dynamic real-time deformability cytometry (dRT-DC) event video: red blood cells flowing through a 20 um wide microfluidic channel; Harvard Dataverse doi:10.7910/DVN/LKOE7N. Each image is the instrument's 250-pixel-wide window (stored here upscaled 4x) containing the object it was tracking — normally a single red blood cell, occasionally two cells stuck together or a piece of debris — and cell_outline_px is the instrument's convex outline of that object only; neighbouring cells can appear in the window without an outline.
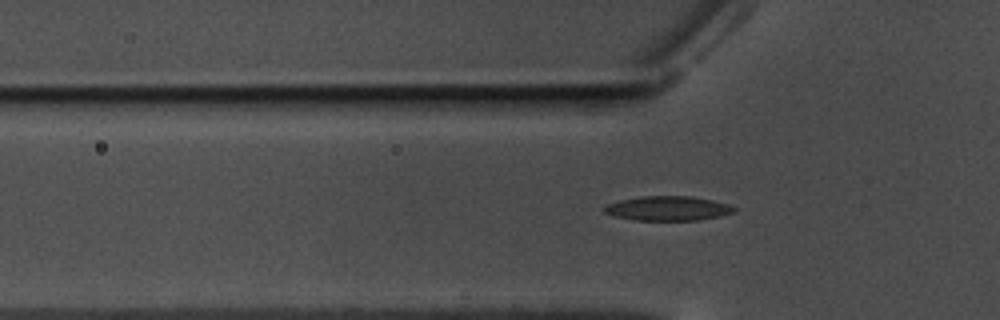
{"species": "common noctule bat (a hibernating species)", "species_latin": "Nyctalus noctula", "temperature_condition": "warm", "stored_images_in_passage": 50, "camera_frame_rate_fps": 3000, "um_per_image_px": 0.085, "animal": {"sex": "male", "body_mass_g": 17.5, "forearm_length_mm": 52.3}, "frame": {"image": 1, "passage_image": 18, "time_ms": 5.667, "image_size_px": [1000, 320], "cell_outline_px": [[736, 212], [720, 216], [700, 220], [636, 220], [616, 216], [604, 212], [604, 208], [608, 204], [620, 200], [640, 196], [692, 196], [712, 200], [728, 204], [736, 208]], "centroid_in_image_um": [56.82, 17.71], "position_along_channel_um": 69.0, "area_um2": 18.44}}
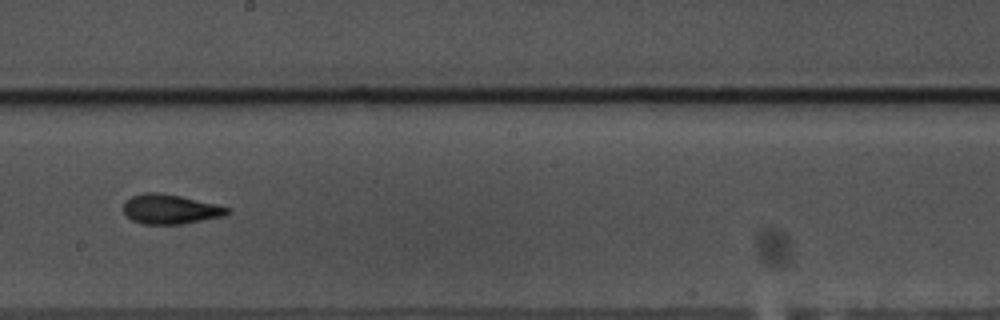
{"frame": {"image": 2, "passage_image": 32, "time_ms": 10.333, "image_size_px": [1000, 320], "cell_outline_px": [[232, 212], [228, 216], [184, 224], [144, 224], [132, 220], [124, 212], [124, 200], [132, 196], [144, 192], [160, 192], [180, 196], [216, 204], [228, 208]], "centroid_in_image_um": [14.51, 17.78], "position_along_channel_um": 233.7, "area_um2": 18.15}}
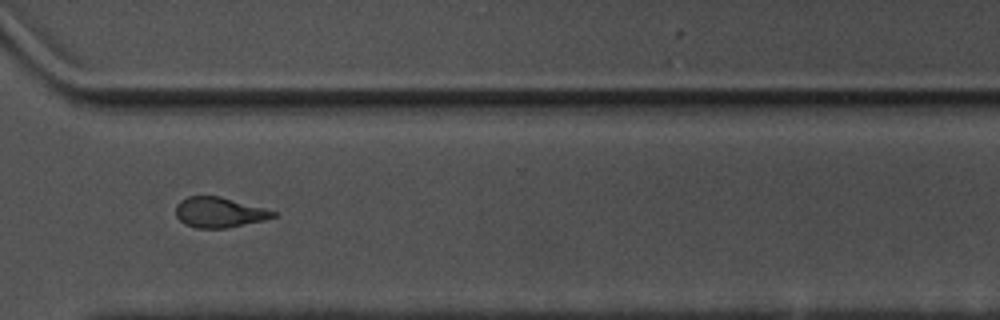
{"frame": {"image": 3, "passage_image": 42, "time_ms": 13.667, "image_size_px": [1000, 320], "cell_outline_px": [[276, 216], [264, 220], [224, 228], [192, 228], [184, 224], [176, 216], [176, 204], [180, 200], [188, 196], [220, 196], [264, 208], [276, 212]], "centroid_in_image_um": [18.59, 18.05], "position_along_channel_um": 352.0, "area_um2": 17.11}, "authors_computed_cell_mechanics": {"area_um2": 17.629, "velocity_mm_per_s": 3.5436, "shape_relaxation_time_tau1_ms": 5.292, "shape_relaxation_time_tau2_ms": 2.8789, "deformation_change_tau1": 0.1664, "deformation_change_tau2": 0.0927}}